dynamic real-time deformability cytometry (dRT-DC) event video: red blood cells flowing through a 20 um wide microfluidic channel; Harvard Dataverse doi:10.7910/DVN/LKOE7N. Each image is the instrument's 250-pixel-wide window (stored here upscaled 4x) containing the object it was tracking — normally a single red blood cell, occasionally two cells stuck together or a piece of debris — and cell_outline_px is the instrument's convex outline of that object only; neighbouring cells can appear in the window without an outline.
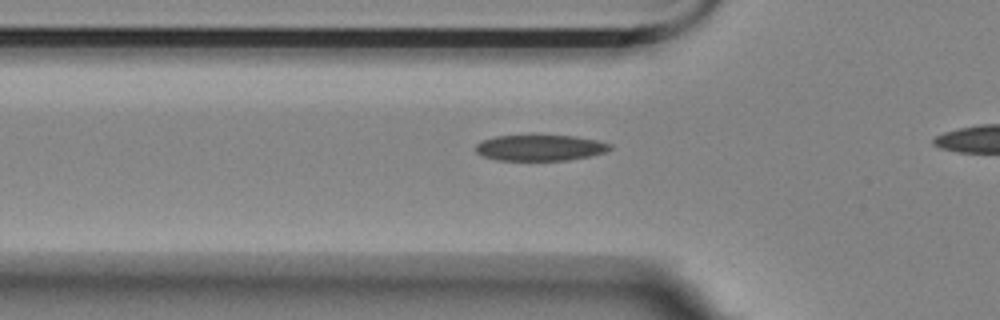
{"species": "Egyptian fruit bat (a non-hibernating species)", "species_latin": "Rousettus aegyptiacus", "temperature_condition": "room temperature", "stored_images_in_passage": 7, "segment_of_instrument_passage": [2, 2], "camera_frame_rate_fps": 3000, "um_per_image_px": 0.085, "animal": {"sex": "female"}, "frame": {"image": 1, "passage_image": 7, "time_ms": 2.0, "image_size_px": [1000, 320], "cell_outline_px": [[612, 148], [604, 152], [592, 156], [568, 160], [496, 160], [480, 156], [476, 152], [476, 144], [480, 140], [496, 136], [576, 136], [596, 140], [612, 144]], "centroid_in_image_um": [45.89, 12.57], "position_along_channel_um": 79.9, "area_um2": 20.35}}